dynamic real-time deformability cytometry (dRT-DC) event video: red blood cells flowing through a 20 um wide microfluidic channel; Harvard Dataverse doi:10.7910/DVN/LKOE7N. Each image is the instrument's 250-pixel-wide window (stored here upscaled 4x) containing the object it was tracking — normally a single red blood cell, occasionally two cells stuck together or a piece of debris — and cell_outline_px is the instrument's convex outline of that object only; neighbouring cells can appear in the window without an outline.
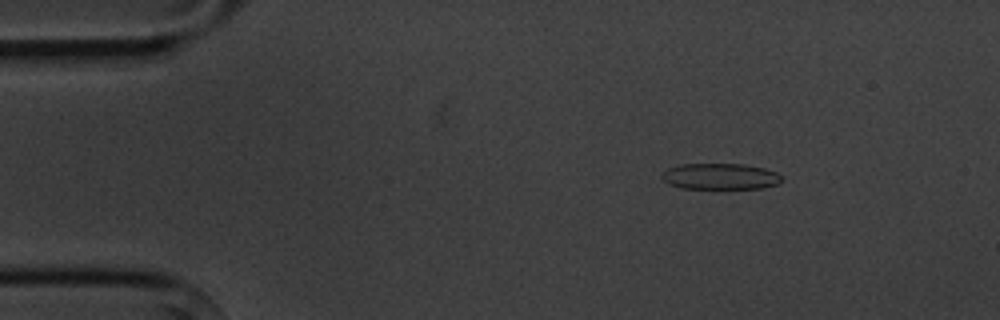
{"species": "common noctule bat (a hibernating species)", "species_latin": "Nyctalus noctula", "temperature_condition": "cold", "stored_images_in_passage": 3, "camera_frame_rate_fps": 3000, "um_per_image_px": 0.085, "animal": {"sex": "male", "body_mass_g": 20.1, "forearm_length_mm": 53.5}, "frame": {"image": 1, "passage_image": 1, "time_ms": 0.0, "image_size_px": [1000, 320], "cell_outline_px": [[784, 180], [780, 184], [764, 188], [680, 188], [668, 184], [660, 176], [668, 168], [680, 164], [744, 164], [764, 168], [776, 172]], "centroid_in_image_um": [61.24, 15.0], "position_along_channel_um": 23.8, "area_um2": 18.32}}